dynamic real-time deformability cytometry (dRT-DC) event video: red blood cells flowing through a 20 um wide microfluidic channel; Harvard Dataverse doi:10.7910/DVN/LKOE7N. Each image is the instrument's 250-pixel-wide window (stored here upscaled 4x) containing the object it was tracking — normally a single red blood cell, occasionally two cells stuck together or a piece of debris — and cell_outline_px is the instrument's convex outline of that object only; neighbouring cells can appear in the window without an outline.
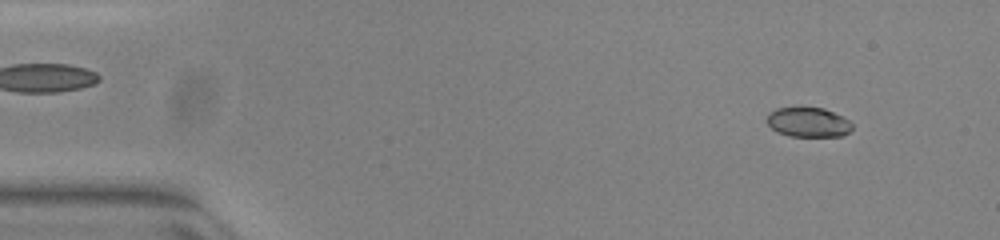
{"species": "common noctule bat (a hibernating species)", "species_latin": "Nyctalus noctula", "temperature_condition": "warm", "stored_images_in_passage": 52, "camera_frame_rate_fps": 3000, "um_per_image_px": 0.085, "animal": {"sex": "female", "body_mass_g": 23.0, "forearm_length_mm": 53.4}, "frame": {"image": 1, "passage_image": 5, "time_ms": 1.333, "image_size_px": [1000, 240], "cell_outline_px": [[852, 128], [848, 132], [840, 136], [788, 136], [772, 128], [764, 120], [768, 112], [776, 108], [824, 108], [848, 120], [852, 124]], "centroid_in_image_um": [68.65, 10.39], "position_along_channel_um": 16.4, "area_um2": 14.57}}
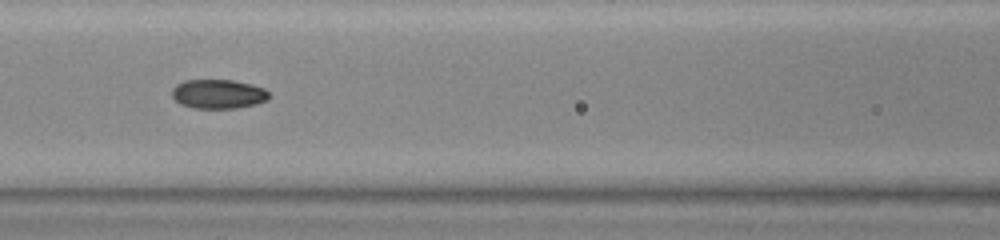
{"frame": {"image": 2, "passage_image": 23, "time_ms": 7.333, "image_size_px": [1000, 240], "cell_outline_px": [[268, 100], [256, 104], [236, 108], [196, 108], [180, 104], [172, 96], [172, 88], [176, 84], [184, 80], [232, 80], [252, 84], [264, 88], [268, 92]], "centroid_in_image_um": [18.55, 7.98], "position_along_channel_um": 148.1, "area_um2": 16.53}}
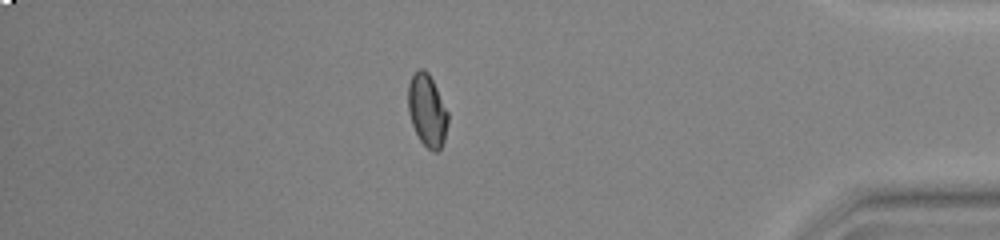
{"frame": {"image": 3, "passage_image": 45, "time_ms": 14.667, "image_size_px": [1000, 240], "cell_outline_px": [[448, 124], [444, 140], [440, 148], [436, 152], [432, 152], [420, 140], [412, 124], [408, 112], [408, 84], [416, 68], [424, 68], [428, 72], [448, 112]], "centroid_in_image_um": [36.3, 9.37], "position_along_channel_um": 398.9, "area_um2": 16.76}, "authors_computed_cell_mechanics": {"area_um2": 16.3574, "velocity_mm_per_s": 3.9469, "shape_relaxation_time_tau1_ms": null, "shape_relaxation_time_tau2_ms": 1.3738, "deformation_change_tau1": null, "deformation_change_tau2": 0.0345}}